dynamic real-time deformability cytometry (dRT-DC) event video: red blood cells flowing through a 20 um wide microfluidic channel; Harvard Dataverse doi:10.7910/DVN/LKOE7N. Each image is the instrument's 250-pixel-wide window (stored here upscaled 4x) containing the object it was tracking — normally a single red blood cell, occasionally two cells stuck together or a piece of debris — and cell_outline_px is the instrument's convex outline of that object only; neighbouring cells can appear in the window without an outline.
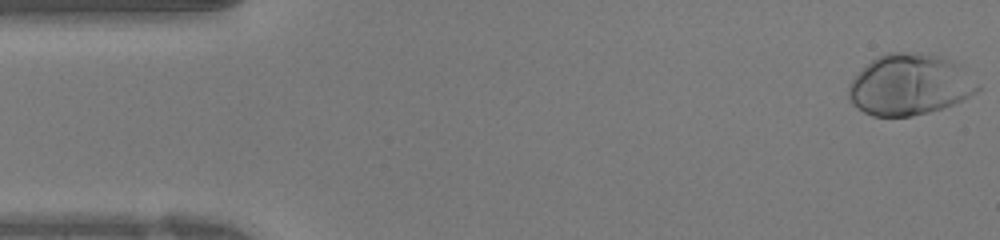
{"species": "human", "species_latin": "Homo sapiens", "temperature_condition": "warm", "stored_images_in_passage": 41, "camera_frame_rate_fps": 3000, "um_per_image_px": 0.085, "donor": {"sex": "female"}, "frame": {"image": 1, "passage_image": 1, "time_ms": 0.0, "image_size_px": [1000, 240], "cell_outline_px": [[980, 88], [968, 96], [952, 104], [928, 112], [912, 116], [872, 116], [864, 112], [852, 104], [848, 96], [848, 84], [872, 60], [888, 52], [924, 52], [940, 56], [956, 64]], "centroid_in_image_um": [77.24, 7.2], "position_along_channel_um": 7.8, "area_um2": 44.97}}
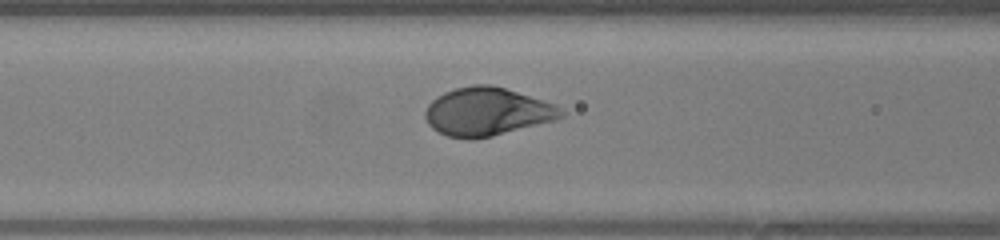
{"frame": {"image": 2, "passage_image": 16, "time_ms": 5.0, "image_size_px": [1000, 240], "cell_outline_px": [[564, 116], [556, 120], [492, 136], [448, 136], [432, 128], [428, 124], [424, 116], [424, 112], [428, 104], [432, 100], [444, 92], [456, 88], [472, 84], [488, 84], [504, 88], [556, 104], [564, 112]], "centroid_in_image_um": [41.41, 9.46], "position_along_channel_um": 125.2, "area_um2": 37.51}}
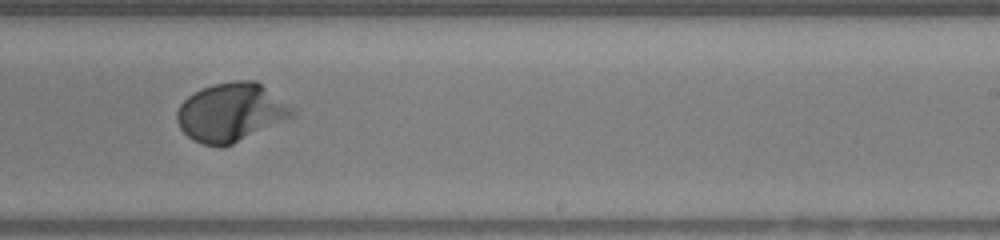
{"frame": {"image": 3, "passage_image": 25, "time_ms": 8.0, "image_size_px": [1000, 240], "cell_outline_px": [[296, 116], [232, 144], [220, 148], [204, 144], [188, 136], [180, 128], [176, 120], [176, 112], [180, 104], [188, 96], [200, 88], [212, 84], [232, 80], [256, 80], [292, 108], [296, 112]], "centroid_in_image_um": [19.62, 9.54], "position_along_channel_um": 269.4, "area_um2": 39.36}}